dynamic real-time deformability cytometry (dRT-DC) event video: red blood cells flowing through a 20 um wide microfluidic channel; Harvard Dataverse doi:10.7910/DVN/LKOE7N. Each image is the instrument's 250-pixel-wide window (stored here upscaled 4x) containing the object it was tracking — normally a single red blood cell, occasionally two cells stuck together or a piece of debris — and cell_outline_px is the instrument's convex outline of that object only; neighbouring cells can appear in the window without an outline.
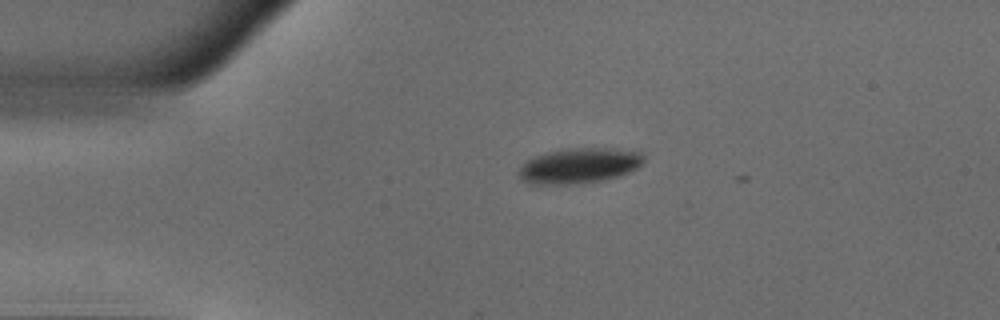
{"species": "common noctule bat (a hibernating species)", "species_latin": "Nyctalus noctula", "temperature_condition": "warm", "stored_images_in_passage": 2, "camera_frame_rate_fps": 3000, "um_per_image_px": 0.085, "animal": {"sex": "male", "body_mass_g": 18.8}, "frame": {"image": 1, "passage_image": 1, "time_ms": 0.0, "image_size_px": [1000, 320], "cell_outline_px": [[644, 160], [636, 168], [620, 176], [580, 184], [528, 184], [520, 180], [520, 168], [528, 160], [536, 156], [548, 152], [568, 148], [612, 148], [644, 152]], "centroid_in_image_um": [49.25, 14.08], "position_along_channel_um": 35.7, "area_um2": 25.66}}